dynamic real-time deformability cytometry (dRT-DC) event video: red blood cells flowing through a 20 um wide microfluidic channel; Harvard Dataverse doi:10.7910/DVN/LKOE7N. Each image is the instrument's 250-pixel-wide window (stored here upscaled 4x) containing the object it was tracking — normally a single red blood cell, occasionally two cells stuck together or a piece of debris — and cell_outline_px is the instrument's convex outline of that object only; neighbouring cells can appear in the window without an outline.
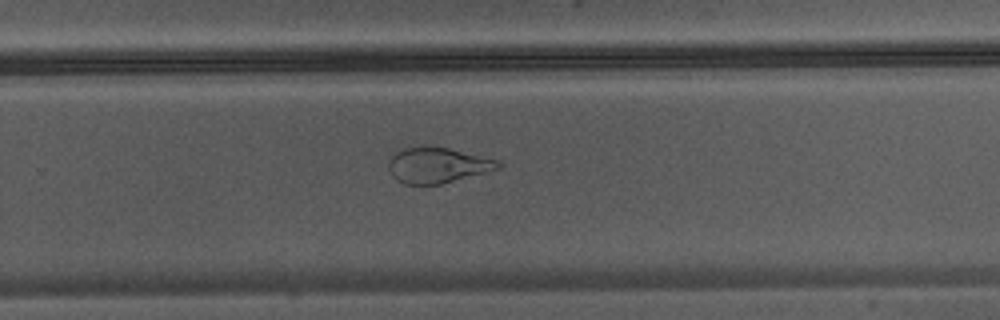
{"species": "Egyptian fruit bat (a non-hibernating species)", "species_latin": "Rousettus aegyptiacus", "temperature_condition": "warm", "stored_images_in_passage": 29, "camera_frame_rate_fps": 3000, "um_per_image_px": 0.085, "animal": {"sex": "male"}, "frame": {"image": 1, "passage_image": 25, "time_ms": 8.0, "image_size_px": [1000, 320], "cell_outline_px": [[500, 168], [440, 184], [404, 184], [396, 180], [392, 176], [388, 168], [388, 160], [396, 152], [404, 148], [420, 144], [448, 148], [500, 160]], "centroid_in_image_um": [37.14, 14.02], "position_along_channel_um": 292.7, "area_um2": 22.83}}